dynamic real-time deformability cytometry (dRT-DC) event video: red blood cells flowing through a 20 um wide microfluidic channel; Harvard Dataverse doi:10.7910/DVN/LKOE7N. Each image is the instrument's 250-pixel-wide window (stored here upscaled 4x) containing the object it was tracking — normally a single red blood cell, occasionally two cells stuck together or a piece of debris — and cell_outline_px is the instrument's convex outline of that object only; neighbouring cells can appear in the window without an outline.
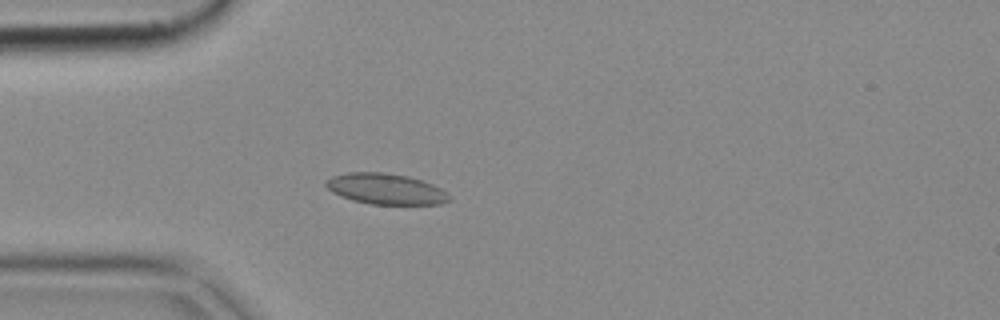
{"species": "common noctule bat (a hibernating species)", "species_latin": "Nyctalus noctula", "temperature_condition": "cold", "stored_images_in_passage": 53, "camera_frame_rate_fps": 3000, "um_per_image_px": 0.085, "animal": {"sex": "female", "body_mass_g": 18.4}, "frame": {"image": 1, "passage_image": 15, "time_ms": 4.667, "image_size_px": [1000, 320], "cell_outline_px": [[452, 200], [440, 204], [368, 204], [352, 200], [340, 196], [332, 192], [324, 184], [324, 180], [332, 176], [348, 172], [384, 172], [408, 176], [432, 184], [440, 188], [452, 196]], "centroid_in_image_um": [32.77, 16.06], "position_along_channel_um": 52.2, "area_um2": 22.31}}
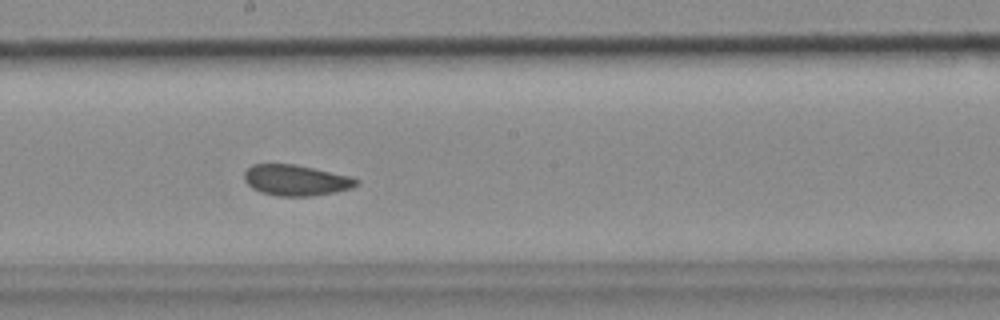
{"frame": {"image": 2, "passage_image": 29, "time_ms": 9.333, "image_size_px": [1000, 320], "cell_outline_px": [[360, 184], [352, 188], [312, 196], [276, 196], [260, 192], [252, 188], [244, 180], [244, 172], [252, 164], [296, 164], [348, 176], [360, 180]], "centroid_in_image_um": [25.13, 15.32], "position_along_channel_um": 223.1, "area_um2": 20.11}}
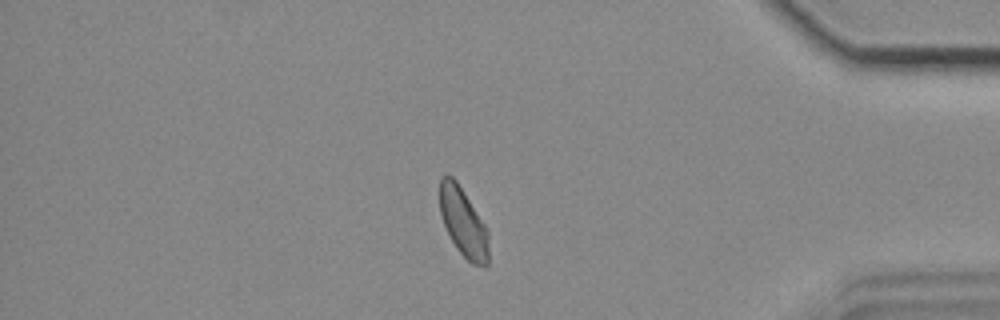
{"frame": {"image": 3, "passage_image": 45, "time_ms": 14.667, "image_size_px": [1000, 320], "cell_outline_px": [[488, 264], [472, 264], [456, 248], [444, 224], [440, 212], [440, 180], [444, 176], [452, 176], [456, 180], [484, 224], [488, 232]], "centroid_in_image_um": [39.37, 18.9], "position_along_channel_um": 395.8, "area_um2": 18.96}}